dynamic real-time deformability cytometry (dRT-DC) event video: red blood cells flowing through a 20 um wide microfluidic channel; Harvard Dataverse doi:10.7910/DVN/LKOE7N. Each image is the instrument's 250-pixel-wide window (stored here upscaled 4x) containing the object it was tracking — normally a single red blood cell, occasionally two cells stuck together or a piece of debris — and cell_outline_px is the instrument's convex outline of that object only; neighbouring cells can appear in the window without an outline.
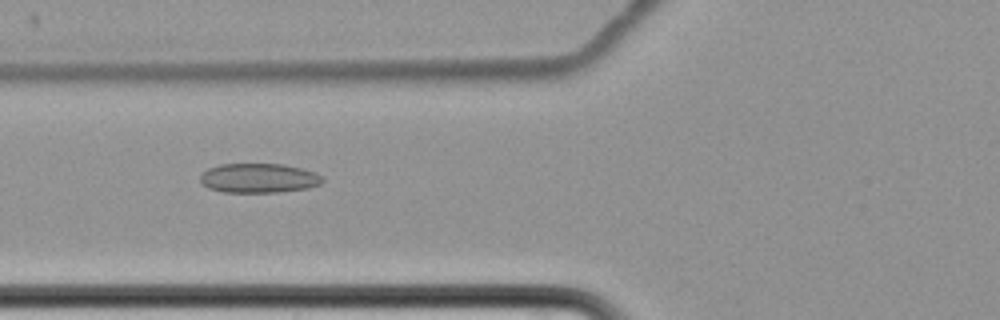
{"species": "common noctule bat (a hibernating species)", "species_latin": "Nyctalus noctula", "temperature_condition": "cold", "stored_images_in_passage": 7, "camera_frame_rate_fps": 3000, "um_per_image_px": 0.085, "animal": {"sex": "female", "body_mass_g": 22.7, "forearm_length_mm": 54.2}, "frame": {"image": 1, "passage_image": 7, "time_ms": 7.667, "image_size_px": [1000, 320], "cell_outline_px": [[324, 180], [320, 184], [308, 188], [280, 192], [224, 192], [208, 188], [200, 184], [200, 176], [208, 168], [220, 164], [284, 164], [304, 168], [316, 172], [324, 176]], "centroid_in_image_um": [22.02, 15.13], "position_along_channel_um": 103.8, "area_um2": 21.27}}